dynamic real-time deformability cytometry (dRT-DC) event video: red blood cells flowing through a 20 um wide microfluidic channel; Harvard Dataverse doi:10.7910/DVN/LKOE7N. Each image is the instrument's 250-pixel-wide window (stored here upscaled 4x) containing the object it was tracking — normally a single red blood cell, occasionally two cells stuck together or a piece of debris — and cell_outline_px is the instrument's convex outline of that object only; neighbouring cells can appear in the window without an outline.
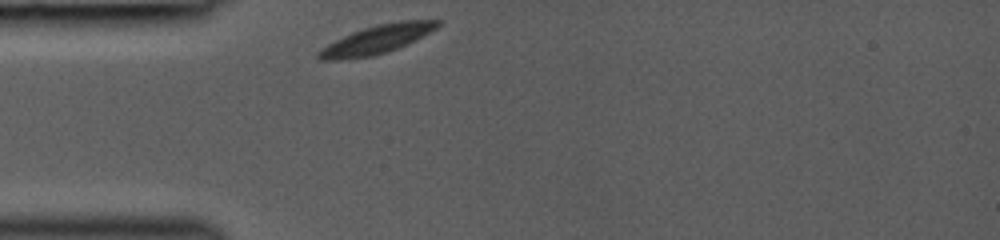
{"species": "common noctule bat (a hibernating species)", "species_latin": "Nyctalus noctula", "temperature_condition": "room temperature", "stored_images_in_passage": 15, "camera_frame_rate_fps": 3000, "um_per_image_px": 0.085, "animal": {"sex": "female", "body_mass_g": 19.0, "forearm_length_mm": 53.3}, "frame": {"image": 1, "passage_image": 1, "time_ms": 0.0, "image_size_px": [1000, 240], "cell_outline_px": [[440, 24], [436, 28], [388, 52], [372, 56], [340, 60], [320, 60], [316, 56], [316, 52], [320, 48], [352, 32], [364, 28], [380, 24], [400, 20], [440, 20]], "centroid_in_image_um": [31.94, 3.37], "position_along_channel_um": 53.1, "area_um2": 19.36}}
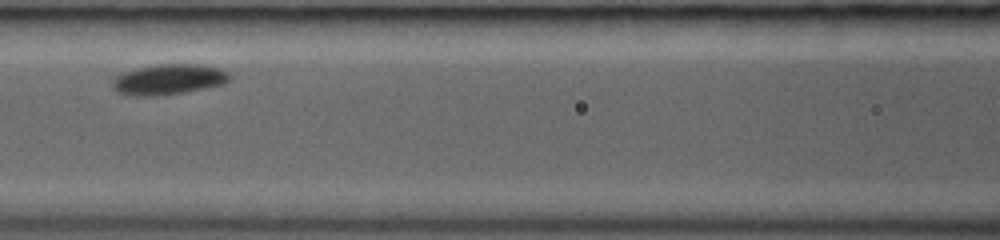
{"frame": {"image": 2, "passage_image": 8, "time_ms": 2.667, "image_size_px": [1000, 240], "cell_outline_px": [[232, 76], [224, 84], [204, 88], [156, 96], [136, 96], [120, 92], [112, 84], [112, 80], [116, 76], [124, 72], [140, 68], [160, 64], [200, 64], [220, 68], [228, 72]], "centroid_in_image_um": [14.38, 6.74], "position_along_channel_um": 152.2, "area_um2": 20.4}}
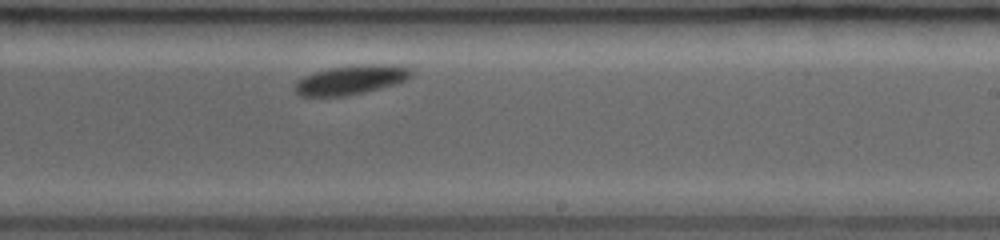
{"frame": {"image": 3, "passage_image": 15, "time_ms": 5.333, "image_size_px": [1000, 240], "cell_outline_px": [[412, 76], [396, 84], [364, 92], [344, 96], [300, 96], [296, 92], [296, 80], [304, 76], [328, 68], [368, 64], [384, 64], [412, 68]], "centroid_in_image_um": [29.84, 6.79], "position_along_channel_um": 259.2, "area_um2": 19.59}}